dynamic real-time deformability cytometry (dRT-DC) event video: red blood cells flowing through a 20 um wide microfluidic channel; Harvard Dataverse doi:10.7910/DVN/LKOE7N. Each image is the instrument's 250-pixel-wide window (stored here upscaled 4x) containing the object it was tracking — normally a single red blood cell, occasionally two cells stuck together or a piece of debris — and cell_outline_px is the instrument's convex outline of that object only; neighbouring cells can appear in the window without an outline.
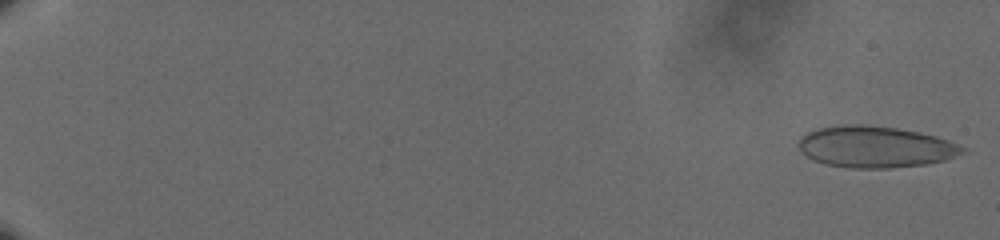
{"species": "human", "species_latin": "Homo sapiens", "temperature_condition": "cold", "stored_images_in_passage": 60, "camera_frame_rate_fps": 3000, "um_per_image_px": 0.085, "donor": {"sex": "male"}, "frame": {"image": 1, "passage_image": 2, "time_ms": 0.333, "image_size_px": [1000, 240], "cell_outline_px": [[964, 148], [960, 152], [944, 160], [924, 164], [888, 168], [852, 168], [828, 164], [816, 160], [808, 156], [800, 148], [800, 140], [808, 132], [820, 128], [848, 124], [852, 124], [896, 128], [936, 136], [956, 144]], "centroid_in_image_um": [74.38, 12.48], "position_along_channel_um": 10.6, "area_um2": 38.32}}
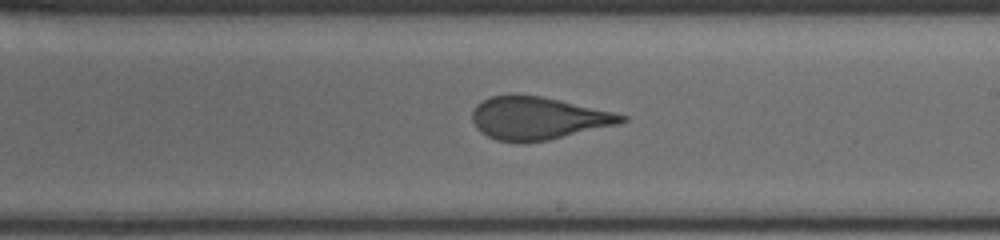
{"frame": {"image": 2, "passage_image": 39, "time_ms": 12.667, "image_size_px": [1000, 240], "cell_outline_px": [[628, 120], [620, 124], [548, 140], [520, 144], [496, 140], [480, 132], [476, 128], [472, 120], [472, 112], [476, 104], [492, 96], [540, 96], [560, 100], [612, 112], [628, 116]], "centroid_in_image_um": [45.72, 10.08], "position_along_channel_um": 243.3, "area_um2": 36.99}}
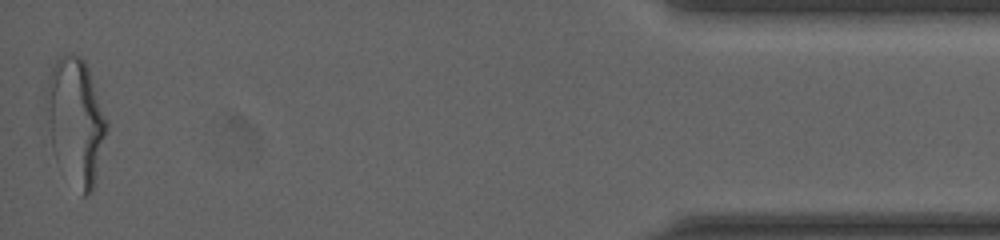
{"frame": {"image": 3, "passage_image": 60, "time_ms": 19.667, "image_size_px": [1000, 240], "cell_outline_px": [[108, 128], [92, 192], [84, 196], [80, 196], [56, 160], [52, 148], [48, 120], [48, 76], [56, 60], [60, 56], [72, 52], [80, 56], [84, 60], [88, 68], [108, 124]], "centroid_in_image_um": [6.45, 10.33], "position_along_channel_um": 428.8, "area_um2": 43.75}, "authors_computed_cell_mechanics": {"area_um2": 38.3792, "velocity_mm_per_s": 3.6351, "shape_relaxation_time_tau1_ms": 8.893, "shape_relaxation_time_tau2_ms": 0.7251, "deformation_change_tau1": 0.2085, "deformation_change_tau2": 0.0859}}